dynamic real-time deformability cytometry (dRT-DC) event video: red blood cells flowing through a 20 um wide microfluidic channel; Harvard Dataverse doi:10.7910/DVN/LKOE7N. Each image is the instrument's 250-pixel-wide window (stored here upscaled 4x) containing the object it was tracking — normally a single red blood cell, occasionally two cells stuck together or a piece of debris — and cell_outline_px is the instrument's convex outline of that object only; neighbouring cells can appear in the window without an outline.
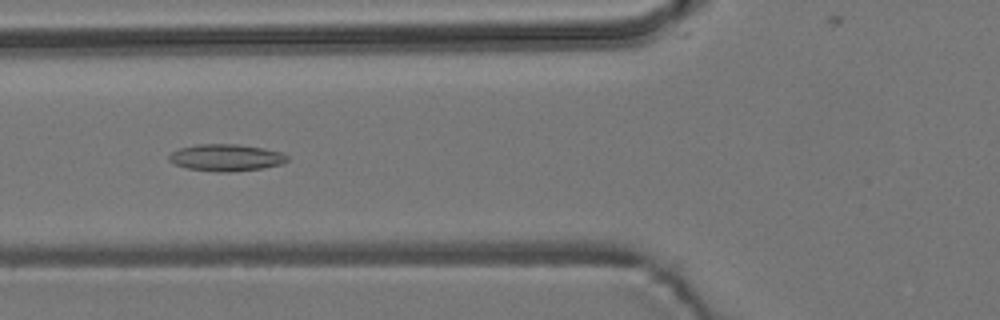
{"species": "common noctule bat (a hibernating species)", "species_latin": "Nyctalus noctula", "temperature_condition": "room temperature", "stored_images_in_passage": 43, "camera_frame_rate_fps": 3000, "um_per_image_px": 0.085, "animal": {"sex": "male", "body_mass_g": 19.2, "forearm_length_mm": 51.8}, "frame": {"image": 1, "passage_image": 9, "time_ms": 2.667, "image_size_px": [1000, 320], "cell_outline_px": [[288, 160], [280, 164], [264, 168], [228, 172], [216, 172], [188, 168], [176, 164], [168, 160], [168, 156], [172, 152], [180, 148], [196, 144], [240, 144], [264, 148], [280, 152], [288, 156]], "centroid_in_image_um": [19.22, 13.39], "position_along_channel_um": 106.6, "area_um2": 18.5}}
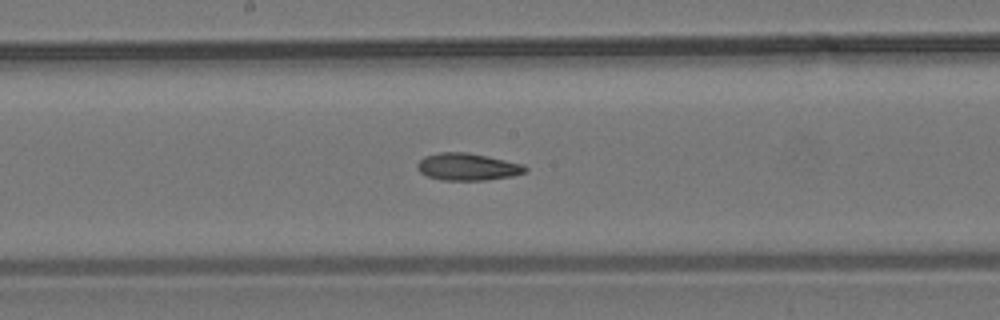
{"frame": {"image": 2, "passage_image": 17, "time_ms": 5.333, "image_size_px": [1000, 320], "cell_outline_px": [[528, 168], [524, 172], [512, 176], [484, 180], [444, 180], [428, 176], [420, 172], [416, 164], [424, 156], [440, 152], [468, 152], [488, 156], [524, 164]], "centroid_in_image_um": [39.75, 14.17], "position_along_channel_um": 208.5, "area_um2": 17.05}}
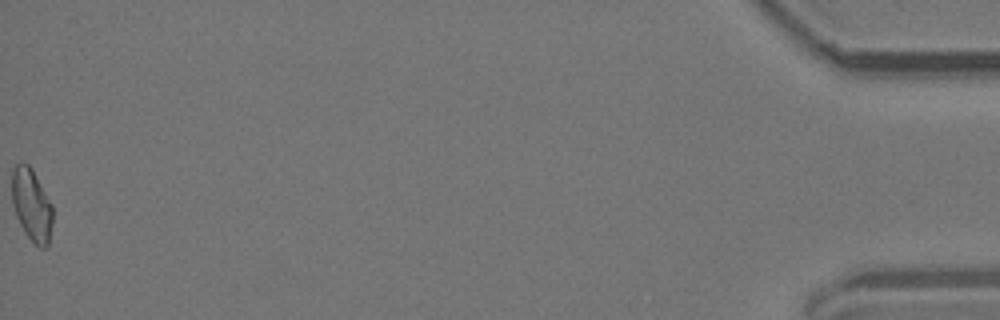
{"frame": {"image": 3, "passage_image": 43, "time_ms": 14.0, "image_size_px": [1000, 320], "cell_outline_px": [[52, 224], [48, 248], [40, 248], [24, 232], [16, 216], [12, 204], [12, 168], [16, 164], [24, 160], [32, 168], [52, 204]], "centroid_in_image_um": [2.68, 17.39], "position_along_channel_um": 432.5, "area_um2": 17.4}, "authors_computed_cell_mechanics": {"area_um2": 17.051, "velocity_mm_per_s": 3.807, "shape_relaxation_time_tau1_ms": null, "shape_relaxation_time_tau2_ms": 5.0999, "deformation_change_tau1": null, "deformation_change_tau2": 0.1342}}